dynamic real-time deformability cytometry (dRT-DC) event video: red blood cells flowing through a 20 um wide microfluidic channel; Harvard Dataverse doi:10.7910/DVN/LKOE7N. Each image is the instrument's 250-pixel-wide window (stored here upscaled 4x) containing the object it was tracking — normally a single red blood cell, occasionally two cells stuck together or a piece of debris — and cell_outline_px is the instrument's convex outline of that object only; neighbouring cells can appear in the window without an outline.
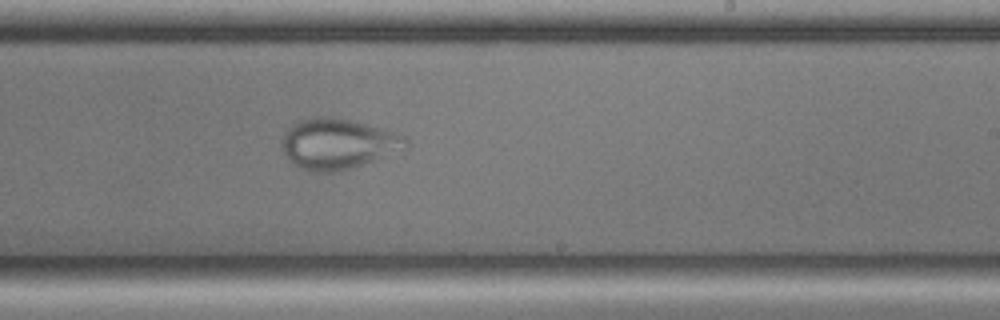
{"species": "common noctule bat (a hibernating species)", "species_latin": "Nyctalus noctula", "temperature_condition": "cold", "stored_images_in_passage": 42, "camera_frame_rate_fps": 3000, "um_per_image_px": 0.085, "animal": {"sex": "male", "body_mass_g": 17.9, "forearm_length_mm": 54.2}, "frame": {"image": 1, "passage_image": 20, "time_ms": 6.333, "image_size_px": [1000, 320], "cell_outline_px": [[408, 144], [404, 148], [372, 160], [336, 172], [308, 172], [300, 168], [284, 152], [284, 132], [292, 124], [300, 120], [316, 116], [332, 116], [368, 124], [384, 128], [404, 136], [408, 140]], "centroid_in_image_um": [28.71, 12.19], "position_along_channel_um": 260.3, "area_um2": 35.78}}